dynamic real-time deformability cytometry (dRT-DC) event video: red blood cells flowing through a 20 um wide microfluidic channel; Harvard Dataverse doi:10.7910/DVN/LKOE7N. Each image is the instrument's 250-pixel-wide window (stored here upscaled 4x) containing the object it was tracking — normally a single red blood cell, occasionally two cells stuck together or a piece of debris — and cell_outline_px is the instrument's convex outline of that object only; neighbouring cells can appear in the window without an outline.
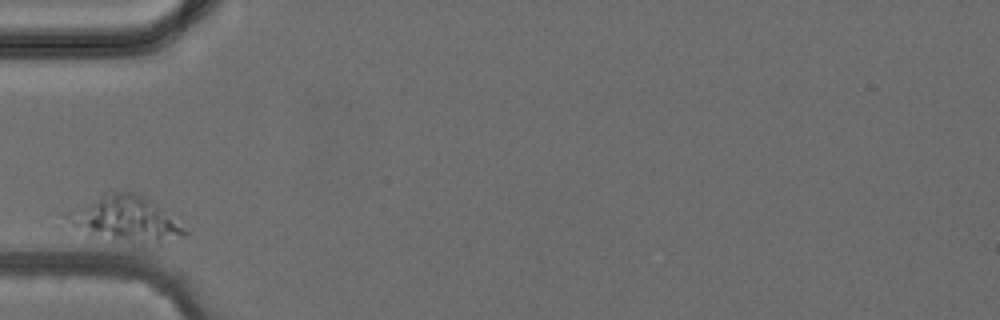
{"species": "common noctule bat (a hibernating species)", "species_latin": "Nyctalus noctula", "temperature_condition": "cold", "stored_images_in_passage": 1, "camera_frame_rate_fps": 3000, "um_per_image_px": 0.085, "animal": {"sex": "female", "body_mass_g": 24.6, "forearm_length_mm": 56.2}, "frame": {"image": 1, "passage_image": 1, "time_ms": 0.0, "image_size_px": [1000, 320], "cell_outline_px": [[188, 236], [156, 248], [140, 248], [88, 236], [60, 228], [64, 212], [104, 192], [136, 192], [184, 228], [188, 232]], "centroid_in_image_um": [10.48, 18.78], "position_along_channel_um": 74.5, "area_um2": 33.87}}